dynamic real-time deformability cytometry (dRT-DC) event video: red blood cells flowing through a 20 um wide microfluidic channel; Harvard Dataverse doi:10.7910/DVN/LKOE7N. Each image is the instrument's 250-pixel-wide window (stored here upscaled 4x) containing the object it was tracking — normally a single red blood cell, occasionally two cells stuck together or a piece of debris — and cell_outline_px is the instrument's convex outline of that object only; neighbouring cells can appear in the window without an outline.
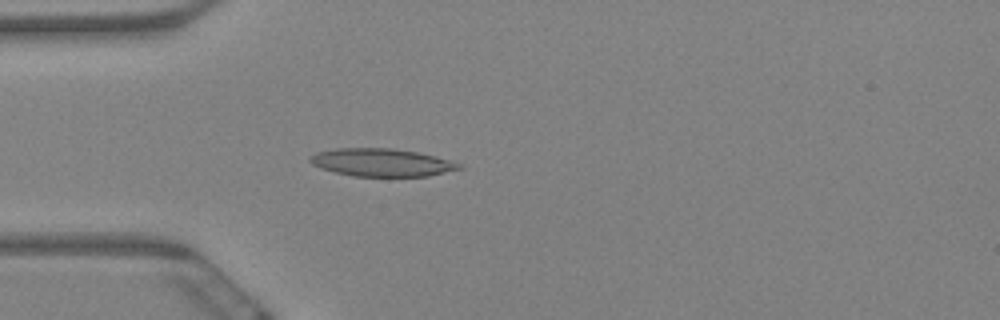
{"species": "Egyptian fruit bat (a non-hibernating species)", "species_latin": "Rousettus aegyptiacus", "temperature_condition": "warm", "stored_images_in_passage": 5, "camera_frame_rate_fps": 3000, "um_per_image_px": 0.085, "animal": {"sex": "female"}, "frame": {"image": 1, "passage_image": 5, "time_ms": 1.333, "image_size_px": [1000, 320], "cell_outline_px": [[464, 168], [428, 176], [352, 176], [320, 168], [312, 164], [308, 160], [316, 152], [336, 148], [392, 148], [416, 152], [464, 164]], "centroid_in_image_um": [32.44, 13.81], "position_along_channel_um": 52.6, "area_um2": 24.04}}